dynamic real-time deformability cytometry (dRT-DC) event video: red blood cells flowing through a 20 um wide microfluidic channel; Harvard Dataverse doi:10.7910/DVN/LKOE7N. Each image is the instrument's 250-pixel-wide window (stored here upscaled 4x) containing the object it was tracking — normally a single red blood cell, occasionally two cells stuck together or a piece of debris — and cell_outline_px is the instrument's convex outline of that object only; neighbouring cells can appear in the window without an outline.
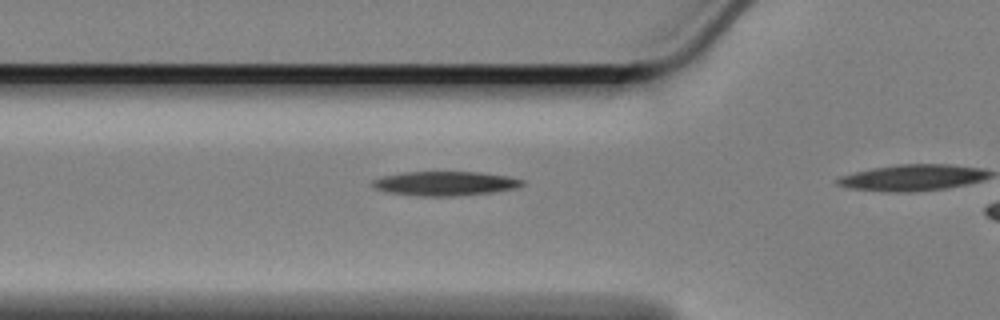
{"species": "Egyptian fruit bat (a non-hibernating species)", "species_latin": "Rousettus aegyptiacus", "temperature_condition": "cold", "stored_images_in_passage": 9, "camera_frame_rate_fps": 3000, "um_per_image_px": 0.085, "animal": {"sex": "female"}, "frame": {"image": 1, "passage_image": 7, "time_ms": 2.0, "image_size_px": [1000, 320], "cell_outline_px": [[524, 184], [516, 188], [492, 192], [456, 196], [420, 196], [388, 192], [372, 188], [372, 180], [380, 176], [404, 172], [480, 172], [508, 176], [524, 180]], "centroid_in_image_um": [37.8, 15.59], "position_along_channel_um": 88.0, "area_um2": 21.27}}